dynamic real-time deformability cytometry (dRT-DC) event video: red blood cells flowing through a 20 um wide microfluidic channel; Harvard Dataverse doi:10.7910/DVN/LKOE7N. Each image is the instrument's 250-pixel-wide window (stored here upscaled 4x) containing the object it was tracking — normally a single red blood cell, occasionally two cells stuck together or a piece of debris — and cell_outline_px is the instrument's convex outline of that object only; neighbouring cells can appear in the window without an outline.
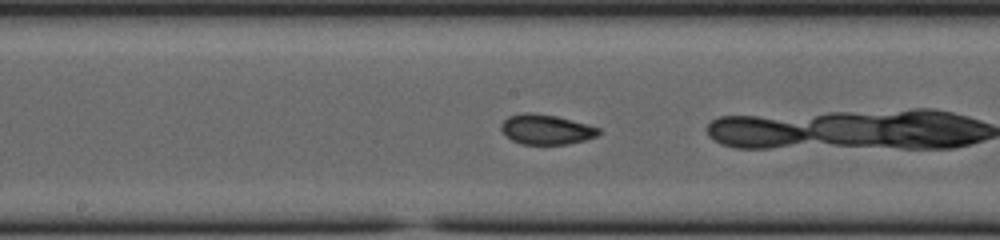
{"species": "common noctule bat (a hibernating species)", "species_latin": "Nyctalus noctula", "temperature_condition": "cold", "stored_images_in_passage": 54, "segment_of_instrument_passage": [2, 2], "camera_frame_rate_fps": 3000, "um_per_image_px": 0.085, "animal": {"sex": "female", "body_mass_g": 23.0, "forearm_length_mm": 53.4}, "frame": {"image": 1, "passage_image": 26, "time_ms": 8.333, "image_size_px": [1000, 240], "cell_outline_px": [[600, 132], [596, 136], [584, 140], [568, 144], [520, 144], [512, 140], [500, 128], [500, 124], [508, 116], [524, 112], [532, 112], [556, 116], [600, 128]], "centroid_in_image_um": [46.39, 11.0], "position_along_channel_um": 201.8, "area_um2": 16.88}}
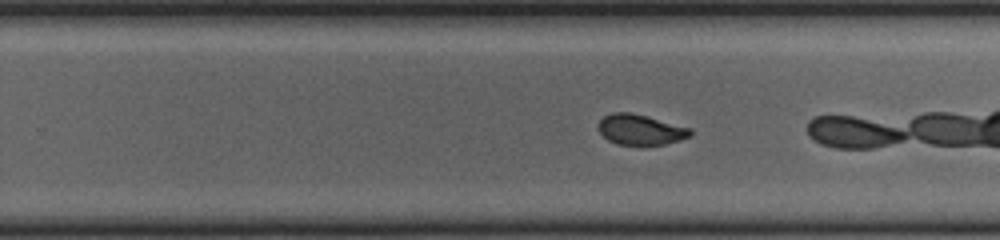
{"frame": {"image": 2, "passage_image": 32, "time_ms": 10.333, "image_size_px": [1000, 240], "cell_outline_px": [[692, 136], [680, 140], [664, 144], [616, 144], [608, 140], [600, 132], [600, 120], [604, 116], [612, 112], [628, 112], [692, 128]], "centroid_in_image_um": [54.47, 11.02], "position_along_channel_um": 275.3, "area_um2": 15.95}}